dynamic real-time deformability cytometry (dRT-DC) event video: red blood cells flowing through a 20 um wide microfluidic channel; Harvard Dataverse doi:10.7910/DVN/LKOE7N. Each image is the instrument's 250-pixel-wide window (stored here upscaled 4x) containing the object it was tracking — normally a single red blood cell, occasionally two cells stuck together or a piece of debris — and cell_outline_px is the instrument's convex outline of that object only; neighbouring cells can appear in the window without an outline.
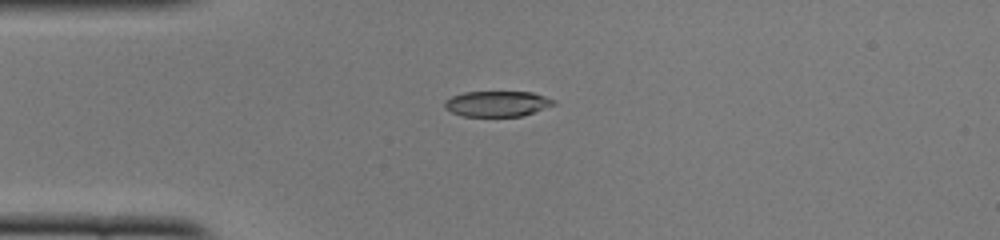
{"species": "common noctule bat (a hibernating species)", "species_latin": "Nyctalus noctula", "temperature_condition": "cold", "stored_images_in_passage": 33, "camera_frame_rate_fps": 3000, "um_per_image_px": 0.085, "animal": {"sex": "female", "body_mass_g": 22.0, "forearm_length_mm": 56.7}, "frame": {"image": 1, "passage_image": 1, "time_ms": 0.0, "image_size_px": [1000, 240], "cell_outline_px": [[556, 104], [524, 116], [460, 116], [444, 108], [444, 100], [452, 96], [464, 92], [532, 92], [556, 100]], "centroid_in_image_um": [42.26, 8.82], "position_along_channel_um": 42.7, "area_um2": 16.36}}
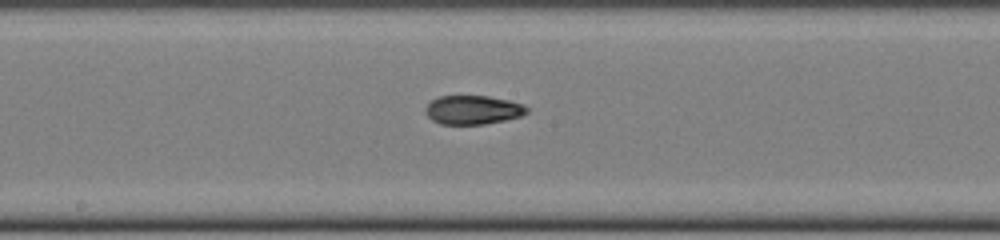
{"frame": {"image": 2, "passage_image": 15, "time_ms": 4.667, "image_size_px": [1000, 240], "cell_outline_px": [[528, 112], [520, 116], [504, 120], [484, 124], [440, 124], [432, 120], [424, 112], [424, 108], [432, 100], [440, 96], [488, 96], [508, 100], [524, 104], [528, 108]], "centroid_in_image_um": [40.18, 9.34], "position_along_channel_um": 208.0, "area_um2": 17.05}}
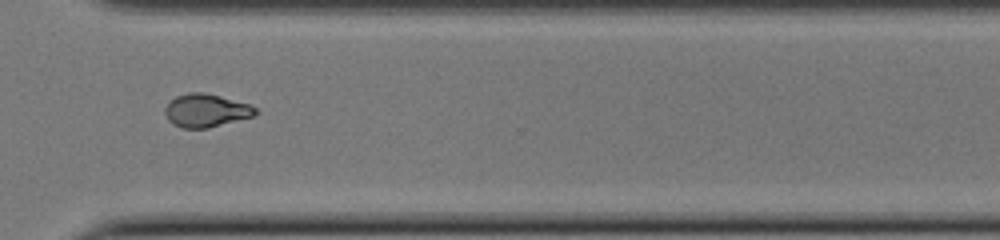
{"frame": {"image": 3, "passage_image": 26, "time_ms": 8.333, "image_size_px": [1000, 240], "cell_outline_px": [[260, 112], [256, 116], [208, 128], [180, 128], [172, 124], [168, 120], [164, 112], [164, 108], [176, 96], [188, 92], [204, 92], [220, 96], [248, 104], [256, 108]], "centroid_in_image_um": [17.52, 9.4], "position_along_channel_um": 353.1, "area_um2": 17.63}, "authors_computed_cell_mechanics": {"area_um2": 17.8024, "velocity_mm_per_s": 3.9422, "shape_relaxation_time_tau1_ms": null, "shape_relaxation_time_tau2_ms": 2.1986, "deformation_change_tau1": null, "deformation_change_tau2": 0.0772}}